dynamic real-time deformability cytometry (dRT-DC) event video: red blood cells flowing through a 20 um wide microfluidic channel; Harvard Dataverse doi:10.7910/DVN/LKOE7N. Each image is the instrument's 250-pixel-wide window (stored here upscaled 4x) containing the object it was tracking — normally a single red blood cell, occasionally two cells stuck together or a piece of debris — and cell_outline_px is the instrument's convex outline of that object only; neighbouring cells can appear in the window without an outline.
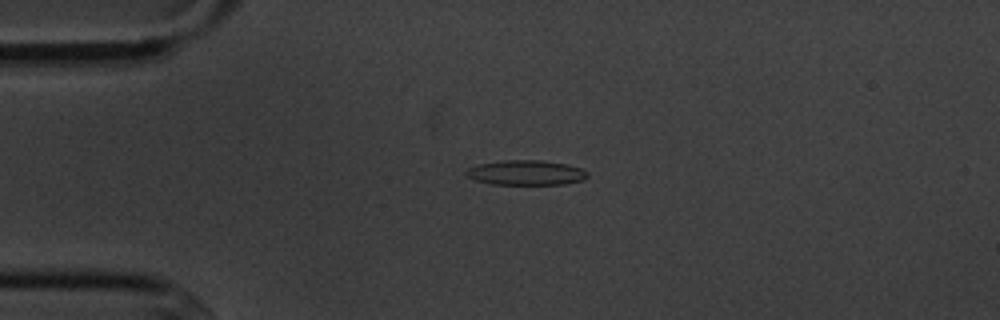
{"species": "common noctule bat (a hibernating species)", "species_latin": "Nyctalus noctula", "temperature_condition": "cold", "stored_images_in_passage": 6, "camera_frame_rate_fps": 3000, "um_per_image_px": 0.085, "animal": {"sex": "male", "body_mass_g": 20.1, "forearm_length_mm": 53.5}, "frame": {"image": 1, "passage_image": 4, "time_ms": 3.333, "image_size_px": [1000, 320], "cell_outline_px": [[588, 176], [584, 180], [564, 184], [492, 184], [476, 180], [468, 176], [464, 172], [468, 168], [476, 164], [504, 160], [544, 160], [564, 164], [580, 168], [588, 172]], "centroid_in_image_um": [44.7, 14.67], "position_along_channel_um": 40.3, "area_um2": 17.57}}
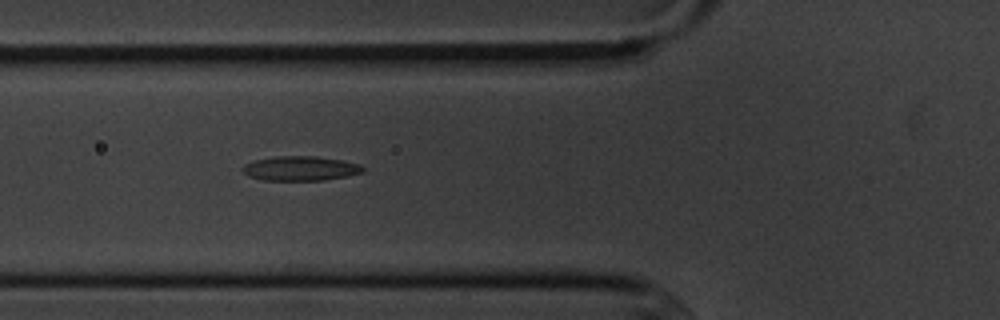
{"frame": {"image": 2, "passage_image": 6, "time_ms": 5.667, "image_size_px": [1000, 320], "cell_outline_px": [[364, 172], [348, 176], [324, 180], [264, 180], [248, 176], [240, 168], [244, 164], [252, 160], [272, 156], [316, 156], [344, 160], [360, 164], [364, 168]], "centroid_in_image_um": [25.52, 14.3], "position_along_channel_um": 100.3, "area_um2": 17.46}}